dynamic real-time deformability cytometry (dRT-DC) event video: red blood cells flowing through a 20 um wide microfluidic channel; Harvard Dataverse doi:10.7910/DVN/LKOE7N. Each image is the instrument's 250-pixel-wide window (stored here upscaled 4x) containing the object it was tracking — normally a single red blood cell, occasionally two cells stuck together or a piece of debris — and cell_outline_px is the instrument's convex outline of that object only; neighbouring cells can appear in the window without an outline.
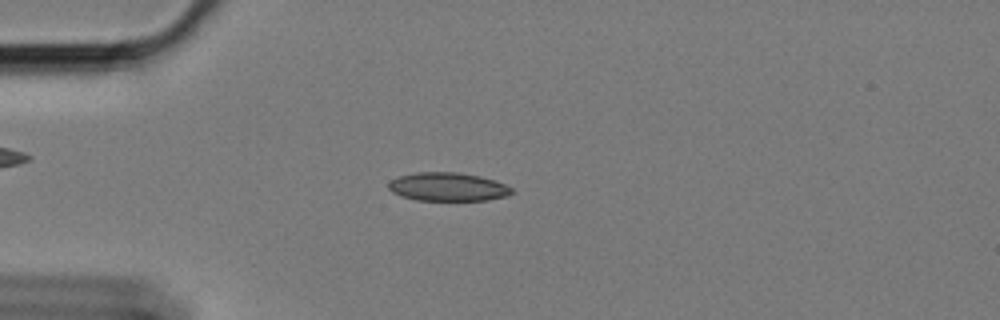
{"species": "Egyptian fruit bat (a non-hibernating species)", "species_latin": "Rousettus aegyptiacus", "temperature_condition": "cold", "stored_images_in_passage": 32, "camera_frame_rate_fps": 3000, "um_per_image_px": 0.085, "animal": {"sex": "female"}, "frame": {"image": 1, "passage_image": 4, "time_ms": 1.0, "image_size_px": [1000, 320], "cell_outline_px": [[516, 192], [508, 196], [488, 200], [416, 200], [400, 196], [392, 192], [388, 188], [388, 184], [392, 180], [400, 176], [416, 172], [460, 172], [480, 176], [504, 184], [512, 188]], "centroid_in_image_um": [38.09, 15.88], "position_along_channel_um": 46.9, "area_um2": 20.52}}
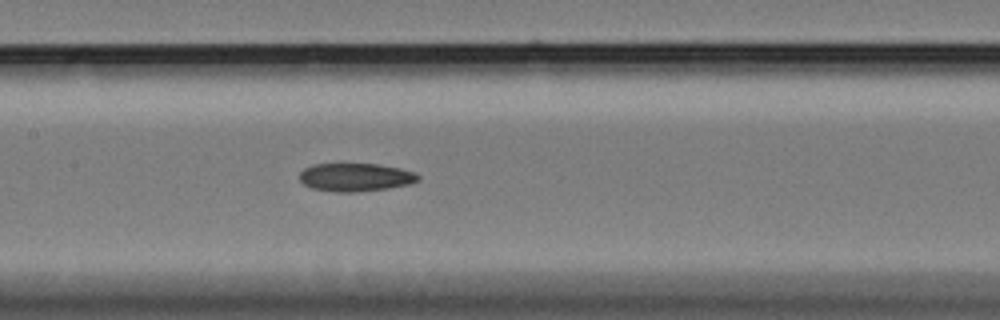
{"frame": {"image": 2, "passage_image": 17, "time_ms": 5.333, "image_size_px": [1000, 320], "cell_outline_px": [[420, 180], [408, 184], [388, 188], [352, 192], [336, 192], [312, 188], [304, 184], [300, 180], [300, 172], [304, 168], [312, 164], [380, 164], [400, 168], [416, 172], [420, 176]], "centroid_in_image_um": [30.23, 15.05], "position_along_channel_um": 177.2, "area_um2": 19.48}}
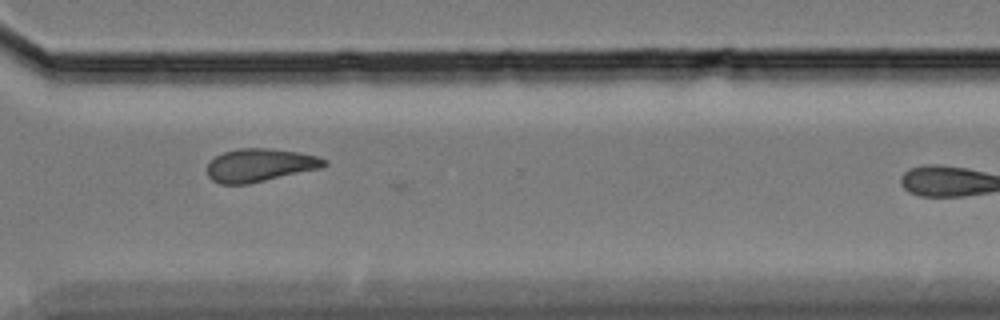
{"frame": {"image": 3, "passage_image": 27, "time_ms": 8.667, "image_size_px": [1000, 320], "cell_outline_px": [[328, 164], [320, 168], [248, 184], [220, 184], [212, 180], [208, 176], [208, 164], [216, 156], [224, 152], [236, 148], [268, 148], [296, 152], [316, 156], [328, 160]], "centroid_in_image_um": [22.08, 14.04], "position_along_channel_um": 348.5, "area_um2": 22.37}}